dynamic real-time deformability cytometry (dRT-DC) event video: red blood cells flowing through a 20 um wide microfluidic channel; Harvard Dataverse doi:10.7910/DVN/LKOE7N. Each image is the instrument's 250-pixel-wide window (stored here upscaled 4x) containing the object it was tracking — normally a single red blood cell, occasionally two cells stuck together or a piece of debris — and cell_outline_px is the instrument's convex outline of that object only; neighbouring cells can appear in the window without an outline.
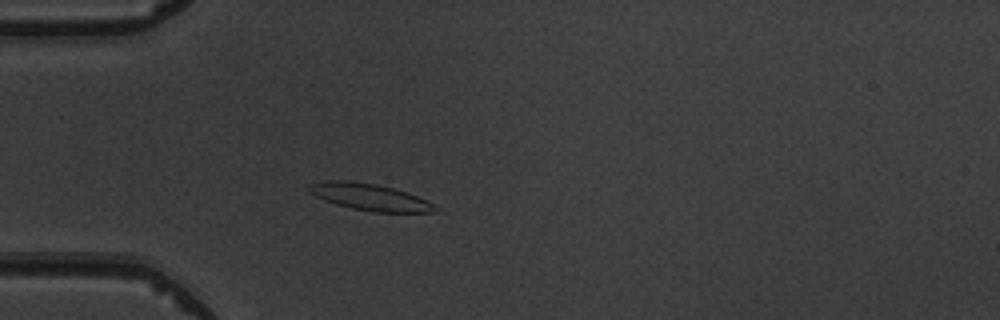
{"species": "common noctule bat (a hibernating species)", "species_latin": "Nyctalus noctula", "temperature_condition": "warm", "stored_images_in_passage": 3, "camera_frame_rate_fps": 3000, "um_per_image_px": 0.085, "animal": {"sex": "male", "body_mass_g": 19.5, "forearm_length_mm": 54.6}, "frame": {"image": 1, "passage_image": 3, "time_ms": 3.333, "image_size_px": [1000, 320], "cell_outline_px": [[440, 212], [372, 212], [352, 208], [336, 204], [324, 200], [308, 192], [304, 188], [308, 184], [332, 180], [348, 180], [376, 184], [392, 188], [416, 196], [432, 204]], "centroid_in_image_um": [31.34, 16.74], "position_along_channel_um": 53.7, "area_um2": 19.48}}